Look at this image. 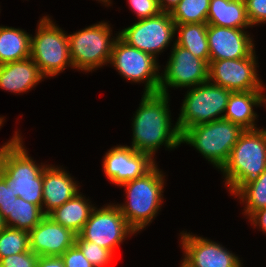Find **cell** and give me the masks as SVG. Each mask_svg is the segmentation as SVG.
Returning <instances> with one entry per match:
<instances>
[{
    "instance_id": "obj_1",
    "label": "cell",
    "mask_w": 266,
    "mask_h": 267,
    "mask_svg": "<svg viewBox=\"0 0 266 267\" xmlns=\"http://www.w3.org/2000/svg\"><path fill=\"white\" fill-rule=\"evenodd\" d=\"M169 95L163 93H143L139 108L134 114L131 147L152 158L155 151L164 145L174 149L181 145V133L177 124L173 126L169 110ZM172 127V128H171Z\"/></svg>"
},
{
    "instance_id": "obj_2",
    "label": "cell",
    "mask_w": 266,
    "mask_h": 267,
    "mask_svg": "<svg viewBox=\"0 0 266 267\" xmlns=\"http://www.w3.org/2000/svg\"><path fill=\"white\" fill-rule=\"evenodd\" d=\"M22 144L16 131L15 136L0 147V176L15 196L42 209L43 171L47 165H36Z\"/></svg>"
},
{
    "instance_id": "obj_3",
    "label": "cell",
    "mask_w": 266,
    "mask_h": 267,
    "mask_svg": "<svg viewBox=\"0 0 266 267\" xmlns=\"http://www.w3.org/2000/svg\"><path fill=\"white\" fill-rule=\"evenodd\" d=\"M220 170L231 194L259 177L266 170V129L245 130Z\"/></svg>"
},
{
    "instance_id": "obj_4",
    "label": "cell",
    "mask_w": 266,
    "mask_h": 267,
    "mask_svg": "<svg viewBox=\"0 0 266 267\" xmlns=\"http://www.w3.org/2000/svg\"><path fill=\"white\" fill-rule=\"evenodd\" d=\"M124 186L127 203L117 204L129 226L137 233L152 222L160 207L164 175L157 164L142 177L127 181Z\"/></svg>"
},
{
    "instance_id": "obj_5",
    "label": "cell",
    "mask_w": 266,
    "mask_h": 267,
    "mask_svg": "<svg viewBox=\"0 0 266 267\" xmlns=\"http://www.w3.org/2000/svg\"><path fill=\"white\" fill-rule=\"evenodd\" d=\"M244 131L241 126L222 118L185 129L180 143L192 145L217 169H221Z\"/></svg>"
},
{
    "instance_id": "obj_6",
    "label": "cell",
    "mask_w": 266,
    "mask_h": 267,
    "mask_svg": "<svg viewBox=\"0 0 266 267\" xmlns=\"http://www.w3.org/2000/svg\"><path fill=\"white\" fill-rule=\"evenodd\" d=\"M53 23L49 16H43L36 35H31L30 58L45 78L63 72L67 65L73 67L68 35Z\"/></svg>"
},
{
    "instance_id": "obj_7",
    "label": "cell",
    "mask_w": 266,
    "mask_h": 267,
    "mask_svg": "<svg viewBox=\"0 0 266 267\" xmlns=\"http://www.w3.org/2000/svg\"><path fill=\"white\" fill-rule=\"evenodd\" d=\"M231 92L209 80L188 89L176 122L180 133L192 126L222 119Z\"/></svg>"
},
{
    "instance_id": "obj_8",
    "label": "cell",
    "mask_w": 266,
    "mask_h": 267,
    "mask_svg": "<svg viewBox=\"0 0 266 267\" xmlns=\"http://www.w3.org/2000/svg\"><path fill=\"white\" fill-rule=\"evenodd\" d=\"M111 32L107 22H99L68 35L73 68L92 72L95 68L110 63L113 45L117 39L111 37Z\"/></svg>"
},
{
    "instance_id": "obj_9",
    "label": "cell",
    "mask_w": 266,
    "mask_h": 267,
    "mask_svg": "<svg viewBox=\"0 0 266 267\" xmlns=\"http://www.w3.org/2000/svg\"><path fill=\"white\" fill-rule=\"evenodd\" d=\"M116 36L110 64L125 79L136 83L145 82L144 93H158L161 74L156 58L149 53L129 46L119 35Z\"/></svg>"
},
{
    "instance_id": "obj_10",
    "label": "cell",
    "mask_w": 266,
    "mask_h": 267,
    "mask_svg": "<svg viewBox=\"0 0 266 267\" xmlns=\"http://www.w3.org/2000/svg\"><path fill=\"white\" fill-rule=\"evenodd\" d=\"M118 35L129 46L156 58V54L163 52L176 35V24L170 13L161 12L157 16L138 20Z\"/></svg>"
},
{
    "instance_id": "obj_11",
    "label": "cell",
    "mask_w": 266,
    "mask_h": 267,
    "mask_svg": "<svg viewBox=\"0 0 266 267\" xmlns=\"http://www.w3.org/2000/svg\"><path fill=\"white\" fill-rule=\"evenodd\" d=\"M136 232L129 226L117 205H107L93 209L79 235L86 241L110 250L115 249L128 235ZM127 236V237H126Z\"/></svg>"
},
{
    "instance_id": "obj_12",
    "label": "cell",
    "mask_w": 266,
    "mask_h": 267,
    "mask_svg": "<svg viewBox=\"0 0 266 267\" xmlns=\"http://www.w3.org/2000/svg\"><path fill=\"white\" fill-rule=\"evenodd\" d=\"M256 65L255 50L245 58L209 61L208 80L232 92L264 91Z\"/></svg>"
},
{
    "instance_id": "obj_13",
    "label": "cell",
    "mask_w": 266,
    "mask_h": 267,
    "mask_svg": "<svg viewBox=\"0 0 266 267\" xmlns=\"http://www.w3.org/2000/svg\"><path fill=\"white\" fill-rule=\"evenodd\" d=\"M169 61L160 75L159 92L169 95L168 87H194L208 81L209 64L187 49L173 43Z\"/></svg>"
},
{
    "instance_id": "obj_14",
    "label": "cell",
    "mask_w": 266,
    "mask_h": 267,
    "mask_svg": "<svg viewBox=\"0 0 266 267\" xmlns=\"http://www.w3.org/2000/svg\"><path fill=\"white\" fill-rule=\"evenodd\" d=\"M149 154L138 152L130 146L118 145L106 152L103 170L111 183L121 184L142 177L155 166Z\"/></svg>"
},
{
    "instance_id": "obj_15",
    "label": "cell",
    "mask_w": 266,
    "mask_h": 267,
    "mask_svg": "<svg viewBox=\"0 0 266 267\" xmlns=\"http://www.w3.org/2000/svg\"><path fill=\"white\" fill-rule=\"evenodd\" d=\"M184 261L191 267H242L238 256L209 239L181 232Z\"/></svg>"
},
{
    "instance_id": "obj_16",
    "label": "cell",
    "mask_w": 266,
    "mask_h": 267,
    "mask_svg": "<svg viewBox=\"0 0 266 267\" xmlns=\"http://www.w3.org/2000/svg\"><path fill=\"white\" fill-rule=\"evenodd\" d=\"M209 61L248 57L254 51L252 38L244 29L208 24Z\"/></svg>"
},
{
    "instance_id": "obj_17",
    "label": "cell",
    "mask_w": 266,
    "mask_h": 267,
    "mask_svg": "<svg viewBox=\"0 0 266 267\" xmlns=\"http://www.w3.org/2000/svg\"><path fill=\"white\" fill-rule=\"evenodd\" d=\"M76 235L46 215L29 231L30 250L38 256H61L75 244Z\"/></svg>"
},
{
    "instance_id": "obj_18",
    "label": "cell",
    "mask_w": 266,
    "mask_h": 267,
    "mask_svg": "<svg viewBox=\"0 0 266 267\" xmlns=\"http://www.w3.org/2000/svg\"><path fill=\"white\" fill-rule=\"evenodd\" d=\"M42 186V211L45 215L62 206L80 191L76 181H73L69 173L52 165L46 166L43 171Z\"/></svg>"
},
{
    "instance_id": "obj_19",
    "label": "cell",
    "mask_w": 266,
    "mask_h": 267,
    "mask_svg": "<svg viewBox=\"0 0 266 267\" xmlns=\"http://www.w3.org/2000/svg\"><path fill=\"white\" fill-rule=\"evenodd\" d=\"M45 78L29 57L0 65V88L11 93H25Z\"/></svg>"
},
{
    "instance_id": "obj_20",
    "label": "cell",
    "mask_w": 266,
    "mask_h": 267,
    "mask_svg": "<svg viewBox=\"0 0 266 267\" xmlns=\"http://www.w3.org/2000/svg\"><path fill=\"white\" fill-rule=\"evenodd\" d=\"M263 97L262 91L231 92L223 119L241 126L244 130L257 129L255 127L257 114L253 106H262Z\"/></svg>"
},
{
    "instance_id": "obj_21",
    "label": "cell",
    "mask_w": 266,
    "mask_h": 267,
    "mask_svg": "<svg viewBox=\"0 0 266 267\" xmlns=\"http://www.w3.org/2000/svg\"><path fill=\"white\" fill-rule=\"evenodd\" d=\"M207 24L237 29L251 27L246 4L238 0H210Z\"/></svg>"
},
{
    "instance_id": "obj_22",
    "label": "cell",
    "mask_w": 266,
    "mask_h": 267,
    "mask_svg": "<svg viewBox=\"0 0 266 267\" xmlns=\"http://www.w3.org/2000/svg\"><path fill=\"white\" fill-rule=\"evenodd\" d=\"M89 203L84 195L77 193L62 206L50 212L48 216L54 222L69 228L78 235L95 208Z\"/></svg>"
},
{
    "instance_id": "obj_23",
    "label": "cell",
    "mask_w": 266,
    "mask_h": 267,
    "mask_svg": "<svg viewBox=\"0 0 266 267\" xmlns=\"http://www.w3.org/2000/svg\"><path fill=\"white\" fill-rule=\"evenodd\" d=\"M31 35L21 29L0 26V65L30 57Z\"/></svg>"
},
{
    "instance_id": "obj_24",
    "label": "cell",
    "mask_w": 266,
    "mask_h": 267,
    "mask_svg": "<svg viewBox=\"0 0 266 267\" xmlns=\"http://www.w3.org/2000/svg\"><path fill=\"white\" fill-rule=\"evenodd\" d=\"M207 23H191L176 25L178 31L175 43L195 57L206 61L209 64V44L207 38Z\"/></svg>"
},
{
    "instance_id": "obj_25",
    "label": "cell",
    "mask_w": 266,
    "mask_h": 267,
    "mask_svg": "<svg viewBox=\"0 0 266 267\" xmlns=\"http://www.w3.org/2000/svg\"><path fill=\"white\" fill-rule=\"evenodd\" d=\"M45 216L46 215L39 206L17 197L11 206L10 214L5 219V224L7 227L22 229L29 232Z\"/></svg>"
},
{
    "instance_id": "obj_26",
    "label": "cell",
    "mask_w": 266,
    "mask_h": 267,
    "mask_svg": "<svg viewBox=\"0 0 266 267\" xmlns=\"http://www.w3.org/2000/svg\"><path fill=\"white\" fill-rule=\"evenodd\" d=\"M233 195L245 203L244 213L249 217L253 212L266 207V170L257 178L243 184Z\"/></svg>"
},
{
    "instance_id": "obj_27",
    "label": "cell",
    "mask_w": 266,
    "mask_h": 267,
    "mask_svg": "<svg viewBox=\"0 0 266 267\" xmlns=\"http://www.w3.org/2000/svg\"><path fill=\"white\" fill-rule=\"evenodd\" d=\"M210 0H181L170 13L176 25L207 23Z\"/></svg>"
},
{
    "instance_id": "obj_28",
    "label": "cell",
    "mask_w": 266,
    "mask_h": 267,
    "mask_svg": "<svg viewBox=\"0 0 266 267\" xmlns=\"http://www.w3.org/2000/svg\"><path fill=\"white\" fill-rule=\"evenodd\" d=\"M28 250H30L28 231L6 226L0 232V260Z\"/></svg>"
},
{
    "instance_id": "obj_29",
    "label": "cell",
    "mask_w": 266,
    "mask_h": 267,
    "mask_svg": "<svg viewBox=\"0 0 266 267\" xmlns=\"http://www.w3.org/2000/svg\"><path fill=\"white\" fill-rule=\"evenodd\" d=\"M75 244L94 267H106L115 255L110 250L100 247L96 243L84 240L79 234L76 235Z\"/></svg>"
},
{
    "instance_id": "obj_30",
    "label": "cell",
    "mask_w": 266,
    "mask_h": 267,
    "mask_svg": "<svg viewBox=\"0 0 266 267\" xmlns=\"http://www.w3.org/2000/svg\"><path fill=\"white\" fill-rule=\"evenodd\" d=\"M39 256L28 250L19 254L9 255L0 260V267H37Z\"/></svg>"
},
{
    "instance_id": "obj_31",
    "label": "cell",
    "mask_w": 266,
    "mask_h": 267,
    "mask_svg": "<svg viewBox=\"0 0 266 267\" xmlns=\"http://www.w3.org/2000/svg\"><path fill=\"white\" fill-rule=\"evenodd\" d=\"M128 2L139 20L157 16L162 12L158 0H128Z\"/></svg>"
},
{
    "instance_id": "obj_32",
    "label": "cell",
    "mask_w": 266,
    "mask_h": 267,
    "mask_svg": "<svg viewBox=\"0 0 266 267\" xmlns=\"http://www.w3.org/2000/svg\"><path fill=\"white\" fill-rule=\"evenodd\" d=\"M245 4L247 18L251 26L266 23V0H248Z\"/></svg>"
},
{
    "instance_id": "obj_33",
    "label": "cell",
    "mask_w": 266,
    "mask_h": 267,
    "mask_svg": "<svg viewBox=\"0 0 266 267\" xmlns=\"http://www.w3.org/2000/svg\"><path fill=\"white\" fill-rule=\"evenodd\" d=\"M61 258L64 262L65 267H94L83 255L81 249L74 244L68 248L62 255Z\"/></svg>"
},
{
    "instance_id": "obj_34",
    "label": "cell",
    "mask_w": 266,
    "mask_h": 267,
    "mask_svg": "<svg viewBox=\"0 0 266 267\" xmlns=\"http://www.w3.org/2000/svg\"><path fill=\"white\" fill-rule=\"evenodd\" d=\"M17 196L12 191L11 187L5 183V180L0 176V214L4 219L8 217L11 211V206Z\"/></svg>"
},
{
    "instance_id": "obj_35",
    "label": "cell",
    "mask_w": 266,
    "mask_h": 267,
    "mask_svg": "<svg viewBox=\"0 0 266 267\" xmlns=\"http://www.w3.org/2000/svg\"><path fill=\"white\" fill-rule=\"evenodd\" d=\"M249 220L252 221V225H259L260 229L266 233V207L253 212L249 216Z\"/></svg>"
},
{
    "instance_id": "obj_36",
    "label": "cell",
    "mask_w": 266,
    "mask_h": 267,
    "mask_svg": "<svg viewBox=\"0 0 266 267\" xmlns=\"http://www.w3.org/2000/svg\"><path fill=\"white\" fill-rule=\"evenodd\" d=\"M37 267H65L61 256H39Z\"/></svg>"
},
{
    "instance_id": "obj_37",
    "label": "cell",
    "mask_w": 266,
    "mask_h": 267,
    "mask_svg": "<svg viewBox=\"0 0 266 267\" xmlns=\"http://www.w3.org/2000/svg\"><path fill=\"white\" fill-rule=\"evenodd\" d=\"M181 0H158L162 12L171 13Z\"/></svg>"
},
{
    "instance_id": "obj_38",
    "label": "cell",
    "mask_w": 266,
    "mask_h": 267,
    "mask_svg": "<svg viewBox=\"0 0 266 267\" xmlns=\"http://www.w3.org/2000/svg\"><path fill=\"white\" fill-rule=\"evenodd\" d=\"M6 227L5 224V219L3 218V216L0 214V232Z\"/></svg>"
},
{
    "instance_id": "obj_39",
    "label": "cell",
    "mask_w": 266,
    "mask_h": 267,
    "mask_svg": "<svg viewBox=\"0 0 266 267\" xmlns=\"http://www.w3.org/2000/svg\"><path fill=\"white\" fill-rule=\"evenodd\" d=\"M180 267H191V266L183 260L181 261Z\"/></svg>"
},
{
    "instance_id": "obj_40",
    "label": "cell",
    "mask_w": 266,
    "mask_h": 267,
    "mask_svg": "<svg viewBox=\"0 0 266 267\" xmlns=\"http://www.w3.org/2000/svg\"><path fill=\"white\" fill-rule=\"evenodd\" d=\"M100 2L102 1L103 3H105V5H110L111 4V2H110V0H99Z\"/></svg>"
},
{
    "instance_id": "obj_41",
    "label": "cell",
    "mask_w": 266,
    "mask_h": 267,
    "mask_svg": "<svg viewBox=\"0 0 266 267\" xmlns=\"http://www.w3.org/2000/svg\"><path fill=\"white\" fill-rule=\"evenodd\" d=\"M4 118L3 117H0V127L2 126V124H3V120Z\"/></svg>"
},
{
    "instance_id": "obj_42",
    "label": "cell",
    "mask_w": 266,
    "mask_h": 267,
    "mask_svg": "<svg viewBox=\"0 0 266 267\" xmlns=\"http://www.w3.org/2000/svg\"><path fill=\"white\" fill-rule=\"evenodd\" d=\"M263 104H266V96L263 97Z\"/></svg>"
}]
</instances>
